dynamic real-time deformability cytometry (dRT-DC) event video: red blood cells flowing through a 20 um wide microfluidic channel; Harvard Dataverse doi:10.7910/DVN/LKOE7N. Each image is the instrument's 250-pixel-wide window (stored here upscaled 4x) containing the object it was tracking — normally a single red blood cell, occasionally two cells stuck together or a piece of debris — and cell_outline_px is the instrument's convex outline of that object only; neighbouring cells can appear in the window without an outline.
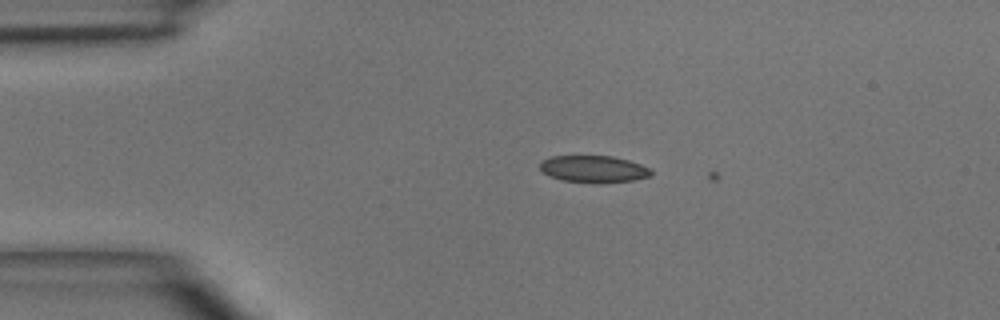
{"species": "common noctule bat (a hibernating species)", "species_latin": "Nyctalus noctula", "temperature_condition": "room temperature", "stored_images_in_passage": 2, "camera_frame_rate_fps": 3000, "um_per_image_px": 0.085, "animal": {"sex": "male", "body_mass_g": 15.6}, "frame": {"image": 1, "passage_image": 1, "time_ms": 0.0, "image_size_px": [1000, 320], "cell_outline_px": [[652, 176], [632, 180], [600, 184], [564, 180], [548, 176], [540, 168], [540, 160], [552, 156], [612, 156], [628, 160], [640, 164], [648, 168], [652, 172]], "centroid_in_image_um": [50.44, 14.37], "position_along_channel_um": 34.6, "area_um2": 17.51}}